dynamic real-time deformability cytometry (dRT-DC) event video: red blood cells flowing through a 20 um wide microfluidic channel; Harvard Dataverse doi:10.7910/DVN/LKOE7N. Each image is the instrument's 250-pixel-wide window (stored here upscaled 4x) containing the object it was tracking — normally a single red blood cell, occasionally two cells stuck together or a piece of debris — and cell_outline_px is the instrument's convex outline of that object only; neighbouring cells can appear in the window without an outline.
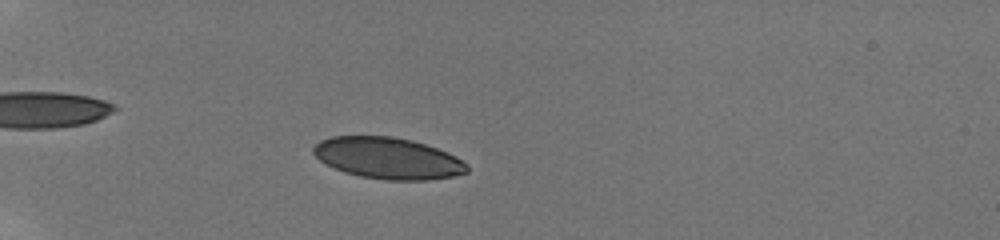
{"species": "human", "species_latin": "Homo sapiens", "temperature_condition": "room temperature", "stored_images_in_passage": 50, "camera_frame_rate_fps": 3000, "um_per_image_px": 0.085, "donor": {"sex": "male"}, "frame": {"image": 1, "passage_image": 12, "time_ms": 3.667, "image_size_px": [1000, 240], "cell_outline_px": [[468, 172], [452, 176], [428, 180], [384, 180], [360, 176], [344, 172], [324, 164], [312, 152], [312, 148], [320, 140], [332, 136], [388, 136], [412, 140], [436, 148], [456, 156], [468, 164]], "centroid_in_image_um": [32.95, 13.45], "position_along_channel_um": 52.0, "area_um2": 37.11}}
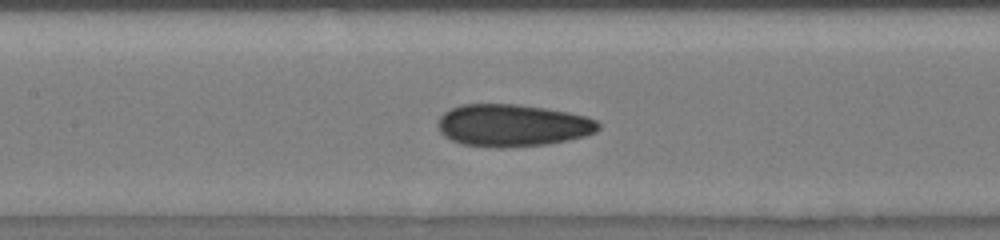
{"frame": {"image": 2, "passage_image": 24, "time_ms": 7.667, "image_size_px": [1000, 240], "cell_outline_px": [[600, 128], [596, 132], [584, 136], [568, 140], [548, 144], [504, 148], [496, 148], [464, 144], [452, 140], [444, 136], [440, 132], [436, 124], [440, 116], [444, 112], [460, 104], [516, 104], [544, 108], [568, 112], [588, 116], [596, 120], [600, 124]], "centroid_in_image_um": [43.56, 10.66], "position_along_channel_um": 163.8, "area_um2": 39.77}}
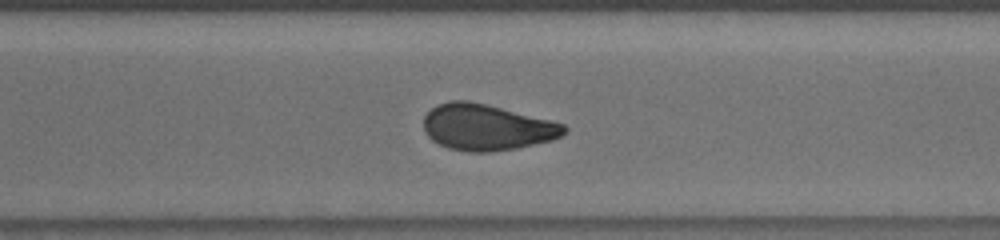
{"frame": {"image": 3, "passage_image": 37, "time_ms": 12.0, "image_size_px": [1000, 240], "cell_outline_px": [[568, 132], [552, 140], [516, 148], [488, 152], [468, 152], [448, 148], [432, 140], [424, 132], [424, 116], [436, 104], [452, 100], [468, 100], [564, 124], [568, 128]], "centroid_in_image_um": [41.34, 10.83], "position_along_channel_um": 329.3, "area_um2": 37.45}, "authors_computed_cell_mechanics": {"area_um2": 37.6856, "velocity_mm_per_s": 3.8251, "shape_relaxation_time_tau1_ms": null, "shape_relaxation_time_tau2_ms": 2.0113, "deformation_change_tau1": null, "deformation_change_tau2": 0.0614}}